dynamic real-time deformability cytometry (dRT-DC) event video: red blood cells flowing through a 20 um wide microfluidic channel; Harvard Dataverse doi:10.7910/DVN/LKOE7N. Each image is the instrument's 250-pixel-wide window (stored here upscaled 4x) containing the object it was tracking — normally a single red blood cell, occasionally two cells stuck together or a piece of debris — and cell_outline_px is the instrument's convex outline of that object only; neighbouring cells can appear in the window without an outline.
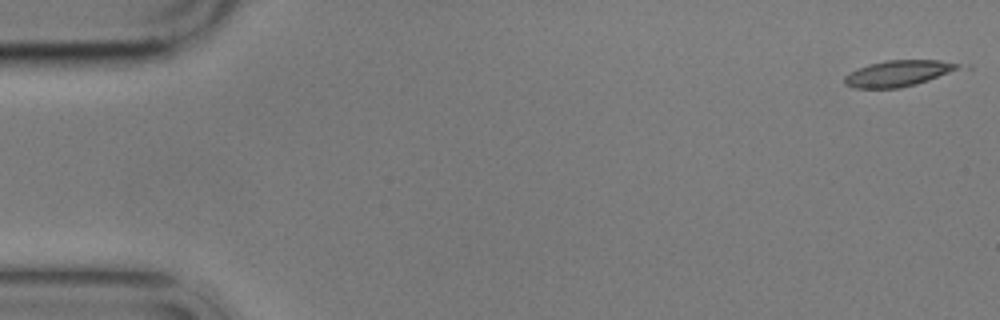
{"species": "common noctule bat (a hibernating species)", "species_latin": "Nyctalus noctula", "temperature_condition": "cold", "stored_images_in_passage": 2, "camera_frame_rate_fps": 3000, "um_per_image_px": 0.085, "animal": {"sex": "male", "body_mass_g": 17.9}, "frame": {"image": 1, "passage_image": 1, "time_ms": 0.0, "image_size_px": [1000, 320], "cell_outline_px": [[960, 64], [956, 68], [948, 72], [928, 80], [916, 84], [900, 88], [856, 88], [844, 84], [844, 76], [868, 64], [888, 60], [940, 60]], "centroid_in_image_um": [76.27, 6.24], "position_along_channel_um": 8.7, "area_um2": 16.82}}